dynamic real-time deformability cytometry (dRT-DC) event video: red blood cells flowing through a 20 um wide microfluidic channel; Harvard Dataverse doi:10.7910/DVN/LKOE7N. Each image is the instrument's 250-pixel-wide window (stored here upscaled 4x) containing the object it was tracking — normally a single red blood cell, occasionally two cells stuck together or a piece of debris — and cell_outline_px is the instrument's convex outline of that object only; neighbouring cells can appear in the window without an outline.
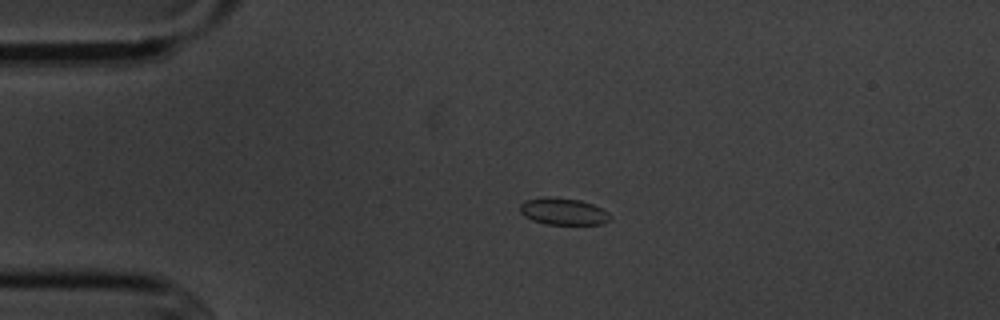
{"species": "common noctule bat (a hibernating species)", "species_latin": "Nyctalus noctula", "temperature_condition": "cold", "stored_images_in_passage": 4, "camera_frame_rate_fps": 3000, "um_per_image_px": 0.085, "animal": {"sex": "male", "body_mass_g": 20.1, "forearm_length_mm": 53.5}, "frame": {"image": 1, "passage_image": 2, "time_ms": 1.333, "image_size_px": [1000, 320], "cell_outline_px": [[612, 216], [608, 220], [600, 224], [548, 224], [532, 220], [524, 216], [520, 212], [520, 204], [524, 200], [544, 196], [580, 200], [592, 204], [608, 212]], "centroid_in_image_um": [47.84, 17.96], "position_along_channel_um": 37.2, "area_um2": 14.05}}
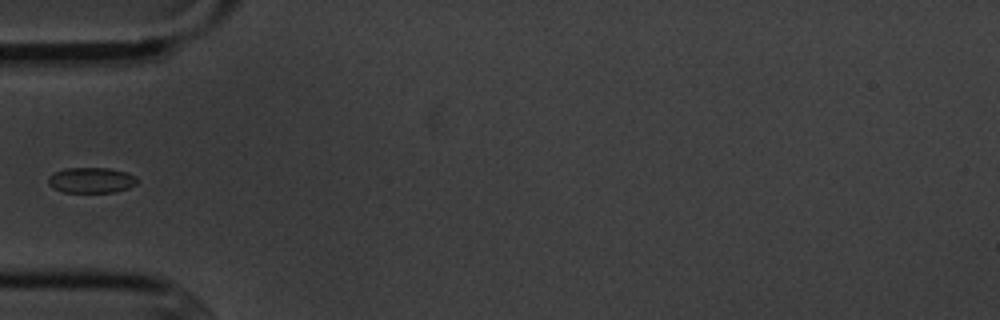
{"frame": {"image": 2, "passage_image": 4, "time_ms": 3.333, "image_size_px": [1000, 320], "cell_outline_px": [[140, 180], [136, 184], [128, 188], [116, 192], [64, 192], [52, 188], [48, 184], [48, 176], [64, 168], [108, 168], [128, 172], [136, 176]], "centroid_in_image_um": [7.79, 15.31], "position_along_channel_um": 77.2, "area_um2": 13.41}}